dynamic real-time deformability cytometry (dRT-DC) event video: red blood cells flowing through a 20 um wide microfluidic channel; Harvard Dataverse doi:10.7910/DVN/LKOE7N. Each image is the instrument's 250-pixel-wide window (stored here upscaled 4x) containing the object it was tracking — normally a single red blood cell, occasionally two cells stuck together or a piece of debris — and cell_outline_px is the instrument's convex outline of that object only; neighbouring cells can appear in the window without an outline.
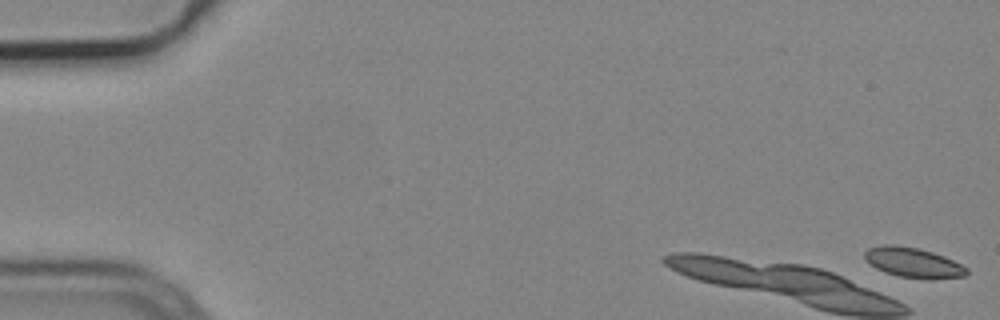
{"species": "common noctule bat (a hibernating species)", "species_latin": "Nyctalus noctula", "temperature_condition": "cold", "stored_images_in_passage": 9, "camera_frame_rate_fps": 3000, "um_per_image_px": 0.085, "animal": {"sex": "male", "body_mass_g": 19.2, "forearm_length_mm": 51.8}, "frame": {"image": 1, "passage_image": 1, "time_ms": 0.0, "image_size_px": [1000, 320], "cell_outline_px": [[968, 272], [964, 276], [932, 280], [900, 276], [884, 272], [876, 268], [864, 260], [864, 252], [868, 248], [884, 244], [892, 244], [920, 248], [944, 256], [968, 268]], "centroid_in_image_um": [77.6, 22.32], "position_along_channel_um": 7.4, "area_um2": 17.98}}